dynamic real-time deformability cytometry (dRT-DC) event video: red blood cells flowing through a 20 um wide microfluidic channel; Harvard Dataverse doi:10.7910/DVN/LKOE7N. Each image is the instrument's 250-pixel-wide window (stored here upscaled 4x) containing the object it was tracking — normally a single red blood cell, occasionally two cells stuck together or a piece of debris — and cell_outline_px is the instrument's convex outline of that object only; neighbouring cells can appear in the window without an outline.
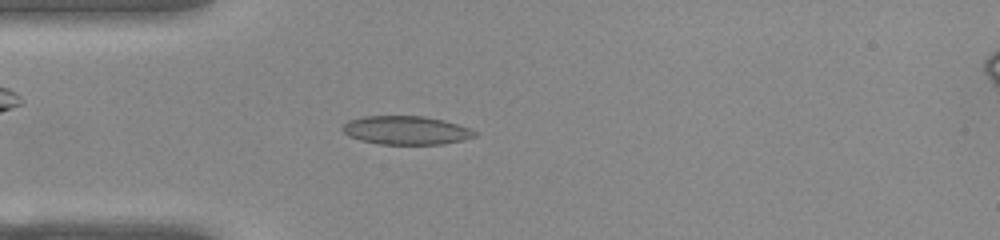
{"species": "common noctule bat (a hibernating species)", "species_latin": "Nyctalus noctula", "temperature_condition": "warm", "stored_images_in_passage": 51, "camera_frame_rate_fps": 3000, "um_per_image_px": 0.085, "animal": {"sex": "female", "body_mass_g": 22.0, "forearm_length_mm": 56.7}, "frame": {"image": 1, "passage_image": 13, "time_ms": 4.0, "image_size_px": [1000, 240], "cell_outline_px": [[476, 136], [464, 140], [444, 144], [380, 144], [360, 140], [348, 136], [340, 128], [348, 120], [360, 116], [424, 116], [444, 120], [468, 128], [476, 132]], "centroid_in_image_um": [34.48, 11.07], "position_along_channel_um": 50.5, "area_um2": 22.08}}
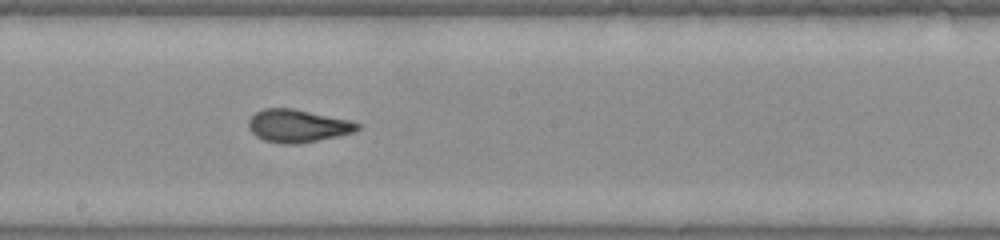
{"frame": {"image": 2, "passage_image": 27, "time_ms": 8.667, "image_size_px": [1000, 240], "cell_outline_px": [[360, 128], [352, 132], [336, 136], [296, 144], [284, 144], [264, 140], [256, 136], [248, 128], [248, 120], [256, 112], [264, 108], [292, 108], [348, 120], [360, 124]], "centroid_in_image_um": [25.25, 10.69], "position_along_channel_um": 223.0, "area_um2": 20.46}}
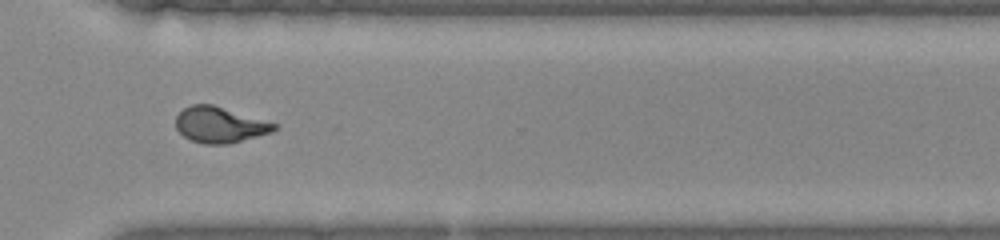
{"frame": {"image": 3, "passage_image": 37, "time_ms": 12.0, "image_size_px": [1000, 240], "cell_outline_px": [[276, 128], [272, 132], [228, 144], [204, 144], [192, 140], [184, 136], [176, 128], [176, 116], [184, 108], [192, 104], [212, 104], [276, 124]], "centroid_in_image_um": [18.64, 10.61], "position_along_channel_um": 352.0, "area_um2": 20.17}, "authors_computed_cell_mechanics": {"area_um2": 20.6924, "velocity_mm_per_s": 3.8623, "shape_relaxation_time_tau1_ms": null, "shape_relaxation_time_tau2_ms": 1.2509, "deformation_change_tau1": null, "deformation_change_tau2": 0.0524}}